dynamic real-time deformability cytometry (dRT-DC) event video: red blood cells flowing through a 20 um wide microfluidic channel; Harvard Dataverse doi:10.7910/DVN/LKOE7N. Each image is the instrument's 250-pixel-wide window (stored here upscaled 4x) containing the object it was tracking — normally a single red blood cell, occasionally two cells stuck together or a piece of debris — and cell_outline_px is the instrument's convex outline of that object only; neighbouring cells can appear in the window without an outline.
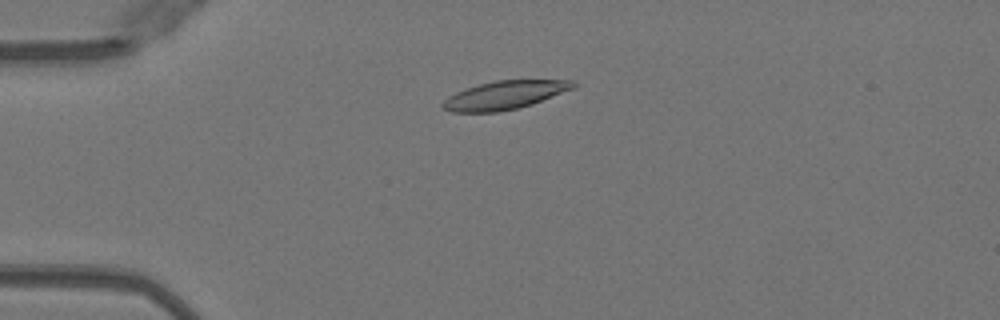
{"species": "Egyptian fruit bat (a non-hibernating species)", "species_latin": "Rousettus aegyptiacus", "temperature_condition": "warm", "stored_images_in_passage": 33, "camera_frame_rate_fps": 3000, "um_per_image_px": 0.085, "animal": {"sex": "female"}, "frame": {"image": 1, "passage_image": 1, "time_ms": 0.0, "image_size_px": [1000, 320], "cell_outline_px": [[576, 88], [532, 104], [516, 108], [496, 112], [452, 112], [444, 108], [440, 104], [448, 96], [456, 92], [480, 84], [496, 80], [576, 80]], "centroid_in_image_um": [42.93, 8.08], "position_along_channel_um": 42.1, "area_um2": 21.5}}
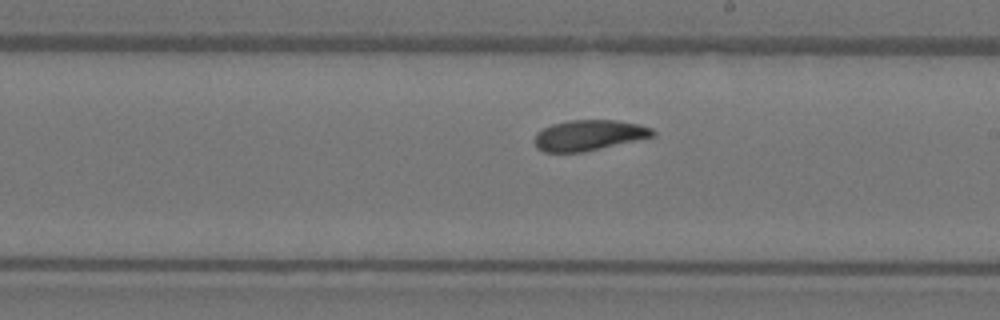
{"frame": {"image": 2, "passage_image": 18, "time_ms": 5.667, "image_size_px": [1000, 320], "cell_outline_px": [[656, 136], [584, 152], [544, 152], [536, 148], [532, 140], [536, 132], [552, 124], [568, 120], [616, 120], [640, 124], [652, 128], [656, 132]], "centroid_in_image_um": [50.04, 11.5], "position_along_channel_um": 239.0, "area_um2": 21.39}}
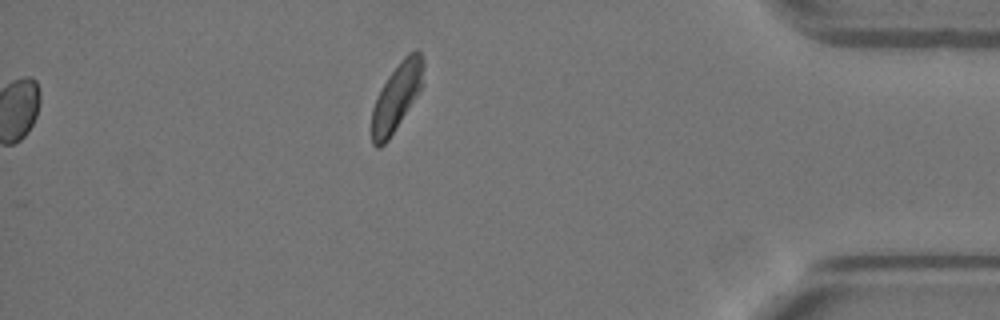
{"frame": {"image": 3, "passage_image": 33, "time_ms": 10.667, "image_size_px": [1000, 320], "cell_outline_px": [[424, 84], [420, 92], [388, 140], [380, 148], [376, 148], [372, 144], [372, 108], [388, 76], [400, 60], [408, 52], [416, 48], [420, 52], [424, 60]], "centroid_in_image_um": [33.76, 8.2], "position_along_channel_um": 401.4, "area_um2": 20.46}, "authors_computed_cell_mechanics": {"area_um2": 21.5016, "velocity_mm_per_s": 3.9982, "shape_relaxation_time_tau1_ms": 4.5621, "shape_relaxation_time_tau2_ms": 11.1527, "deformation_change_tau1": 0.16, "deformation_change_tau2": 0.2033}}